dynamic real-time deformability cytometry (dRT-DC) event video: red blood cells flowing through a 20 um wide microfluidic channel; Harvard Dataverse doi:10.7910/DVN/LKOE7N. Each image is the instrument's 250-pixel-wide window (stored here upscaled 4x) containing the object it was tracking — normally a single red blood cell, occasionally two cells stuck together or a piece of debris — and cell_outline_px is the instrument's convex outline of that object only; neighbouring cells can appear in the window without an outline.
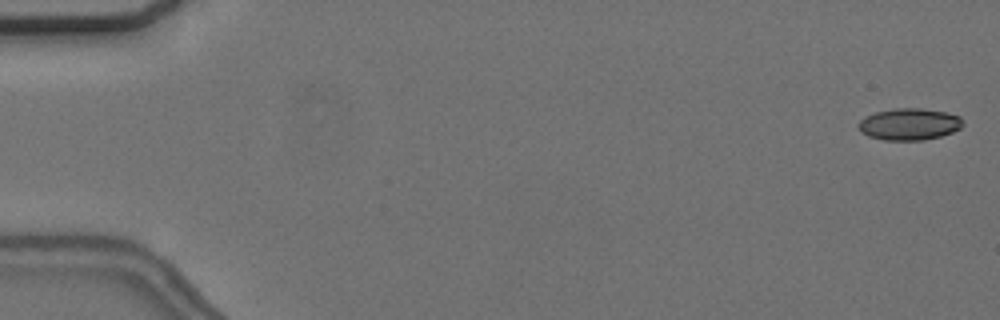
{"species": "common noctule bat (a hibernating species)", "species_latin": "Nyctalus noctula", "temperature_condition": "cold", "stored_images_in_passage": 52, "camera_frame_rate_fps": 3000, "um_per_image_px": 0.085, "animal": {"sex": "female", "body_mass_g": 24.6, "forearm_length_mm": 56.2}, "frame": {"image": 1, "passage_image": 2, "time_ms": 0.333, "image_size_px": [1000, 320], "cell_outline_px": [[964, 124], [960, 128], [952, 132], [940, 136], [924, 140], [884, 140], [868, 136], [860, 132], [856, 124], [864, 116], [876, 112], [896, 108], [920, 108], [944, 112], [960, 116], [964, 120]], "centroid_in_image_um": [77.26, 10.56], "position_along_channel_um": 7.7, "area_um2": 19.48}}
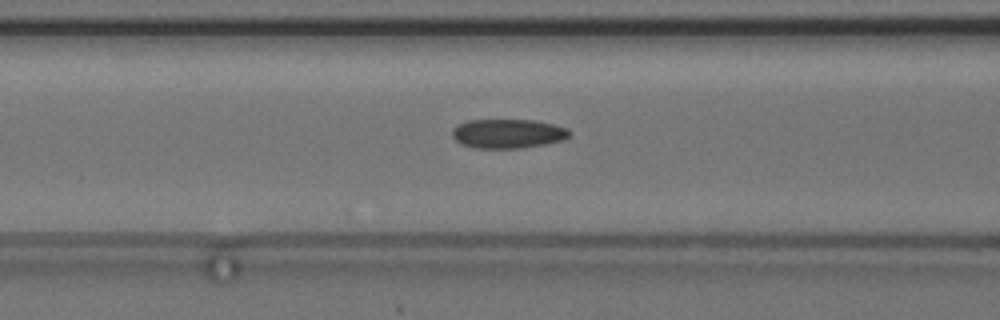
{"frame": {"image": 2, "passage_image": 24, "time_ms": 7.667, "image_size_px": [1000, 320], "cell_outline_px": [[572, 132], [564, 140], [544, 144], [520, 148], [476, 148], [460, 144], [452, 136], [452, 128], [456, 124], [468, 120], [536, 120], [568, 128]], "centroid_in_image_um": [43.15, 11.35], "position_along_channel_um": 123.4, "area_um2": 20.11}}
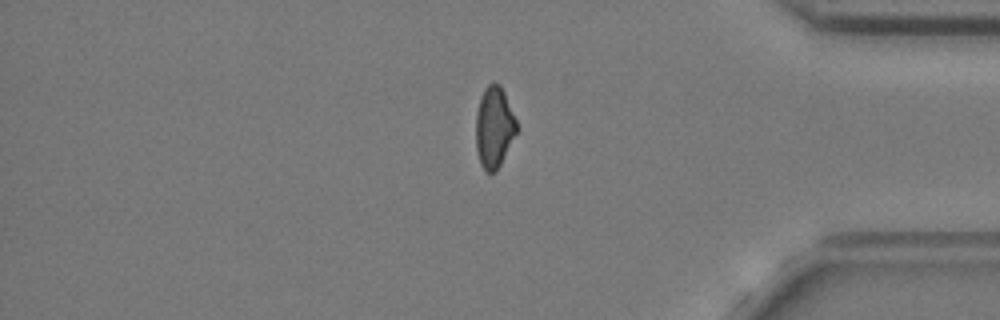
{"frame": {"image": 3, "passage_image": 48, "time_ms": 15.667, "image_size_px": [1000, 320], "cell_outline_px": [[520, 128], [496, 172], [484, 172], [480, 164], [476, 148], [476, 112], [480, 96], [484, 88], [492, 80], [500, 84], [504, 92]], "centroid_in_image_um": [42.01, 10.8], "position_along_channel_um": 393.2, "area_um2": 19.77}}